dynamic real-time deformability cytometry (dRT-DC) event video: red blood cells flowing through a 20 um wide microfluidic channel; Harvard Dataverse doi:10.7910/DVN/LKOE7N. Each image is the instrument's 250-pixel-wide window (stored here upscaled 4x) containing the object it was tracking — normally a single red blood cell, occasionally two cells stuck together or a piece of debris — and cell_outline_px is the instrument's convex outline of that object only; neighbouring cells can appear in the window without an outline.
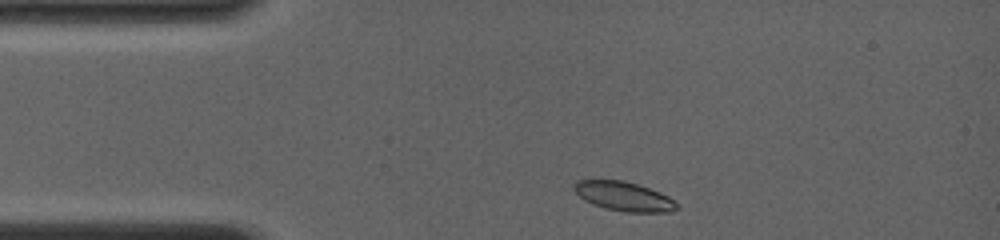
{"species": "common noctule bat (a hibernating species)", "species_latin": "Nyctalus noctula", "temperature_condition": "room temperature", "stored_images_in_passage": 20, "camera_frame_rate_fps": 4000, "um_per_image_px": 0.085, "animal": {"sex": "female", "body_mass_g": 19.0, "forearm_length_mm": 56.7}, "frame": {"image": 1, "passage_image": 1, "time_ms": 0.0, "image_size_px": [1000, 240], "cell_outline_px": [[680, 208], [668, 212], [624, 212], [592, 204], [584, 200], [572, 188], [576, 180], [624, 180], [660, 192], [668, 196], [680, 204]], "centroid_in_image_um": [53.05, 16.69], "position_along_channel_um": 31.9, "area_um2": 17.51}}
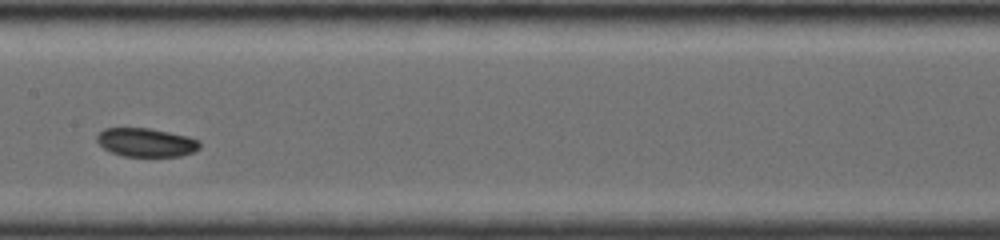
{"frame": {"image": 2, "passage_image": 12, "time_ms": 5.0, "image_size_px": [1000, 240], "cell_outline_px": [[200, 148], [192, 152], [180, 156], [124, 156], [112, 152], [104, 148], [96, 140], [96, 136], [104, 128], [148, 128], [188, 136], [200, 140]], "centroid_in_image_um": [12.43, 12.1], "position_along_channel_um": 195.0, "area_um2": 17.05}}
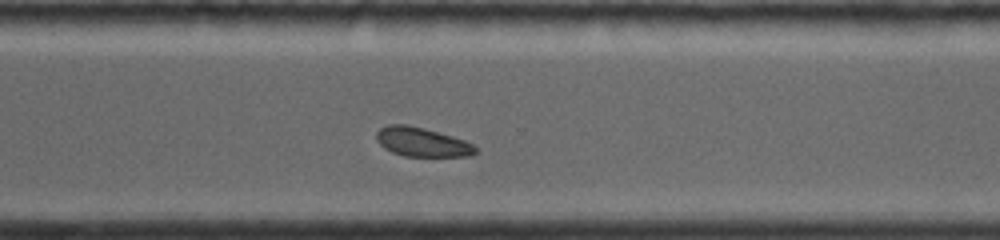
{"frame": {"image": 3, "passage_image": 20, "time_ms": 8.5, "image_size_px": [1000, 240], "cell_outline_px": [[476, 152], [468, 156], [404, 156], [392, 152], [384, 148], [376, 140], [376, 132], [380, 128], [388, 124], [408, 124], [424, 128], [452, 136], [464, 140], [472, 144], [476, 148]], "centroid_in_image_um": [35.82, 12.06], "position_along_channel_um": 334.8, "area_um2": 16.76}}